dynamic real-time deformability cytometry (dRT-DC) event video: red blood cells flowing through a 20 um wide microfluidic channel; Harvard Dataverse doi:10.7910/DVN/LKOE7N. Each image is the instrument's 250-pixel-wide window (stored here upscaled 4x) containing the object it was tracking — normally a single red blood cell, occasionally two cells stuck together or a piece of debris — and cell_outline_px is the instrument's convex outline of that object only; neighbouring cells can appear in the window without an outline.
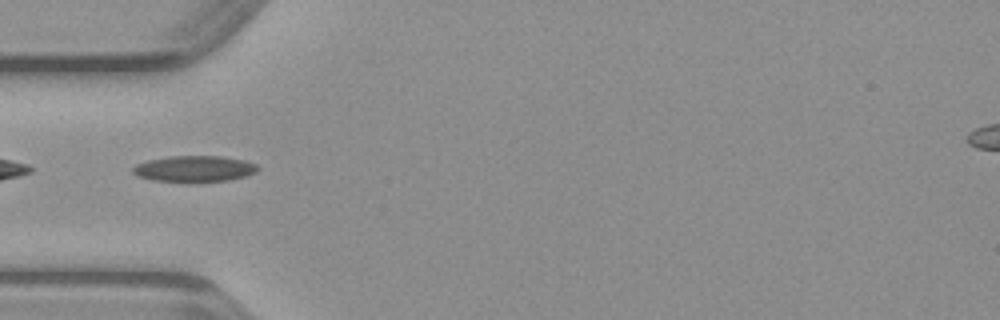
{"species": "common noctule bat (a hibernating species)", "species_latin": "Nyctalus noctula", "temperature_condition": "warm", "stored_images_in_passage": 34, "camera_frame_rate_fps": 3000, "um_per_image_px": 0.085, "animal": {"sex": "male", "body_mass_g": 23.1, "forearm_length_mm": 52.7}, "frame": {"image": 1, "passage_image": 1, "time_ms": 0.0, "image_size_px": [1000, 320], "cell_outline_px": [[260, 168], [256, 172], [248, 176], [228, 180], [152, 180], [136, 176], [132, 172], [132, 168], [136, 164], [148, 160], [172, 156], [220, 156], [244, 160], [256, 164]], "centroid_in_image_um": [16.54, 14.32], "position_along_channel_um": 68.5, "area_um2": 18.55}}
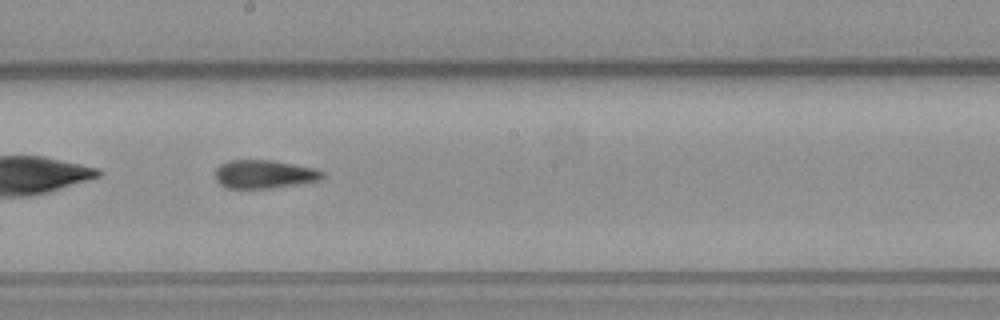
{"frame": {"image": 2, "passage_image": 12, "time_ms": 3.667, "image_size_px": [1000, 320], "cell_outline_px": [[324, 176], [320, 180], [296, 184], [268, 188], [228, 188], [220, 184], [216, 180], [216, 168], [220, 164], [228, 160], [272, 160], [316, 168], [324, 172]], "centroid_in_image_um": [22.46, 14.79], "position_along_channel_um": 225.7, "area_um2": 17.69}}
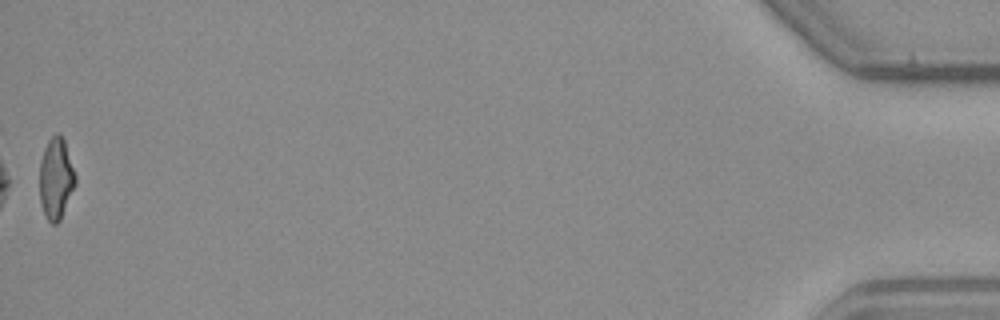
{"frame": {"image": 3, "passage_image": 34, "time_ms": 11.0, "image_size_px": [1000, 320], "cell_outline_px": [[76, 184], [60, 220], [56, 224], [52, 224], [48, 220], [40, 204], [40, 160], [44, 148], [48, 140], [56, 132], [60, 132], [64, 140], [76, 176]], "centroid_in_image_um": [4.76, 15.16], "position_along_channel_um": 430.4, "area_um2": 16.99}}